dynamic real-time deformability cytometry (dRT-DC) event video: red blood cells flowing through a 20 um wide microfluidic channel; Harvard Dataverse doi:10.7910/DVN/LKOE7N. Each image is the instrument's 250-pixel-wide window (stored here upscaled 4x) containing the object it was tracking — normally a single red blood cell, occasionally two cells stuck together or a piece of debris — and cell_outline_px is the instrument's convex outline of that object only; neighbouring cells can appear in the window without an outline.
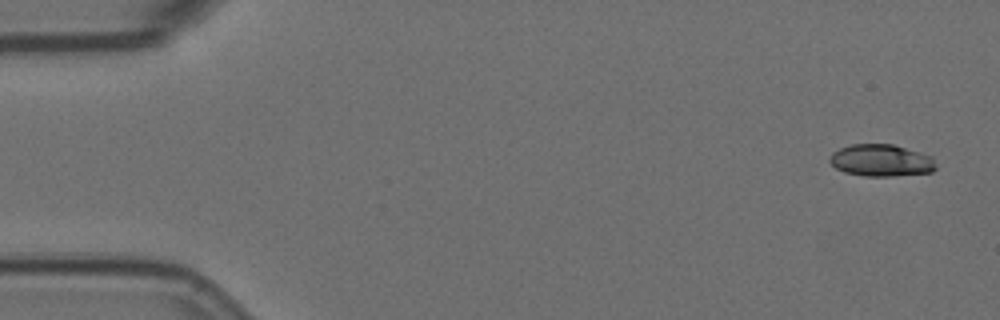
{"species": "Egyptian fruit bat (a non-hibernating species)", "species_latin": "Rousettus aegyptiacus", "temperature_condition": "room temperature", "stored_images_in_passage": 5, "camera_frame_rate_fps": 3000, "um_per_image_px": 0.085, "animal": {"sex": "female"}, "frame": {"image": 1, "passage_image": 1, "time_ms": 0.0, "image_size_px": [1000, 320], "cell_outline_px": [[936, 168], [932, 172], [892, 176], [864, 176], [844, 172], [836, 168], [828, 160], [832, 152], [840, 148], [852, 144], [892, 144], [932, 156]], "centroid_in_image_um": [74.88, 13.64], "position_along_channel_um": 10.1, "area_um2": 19.77}}
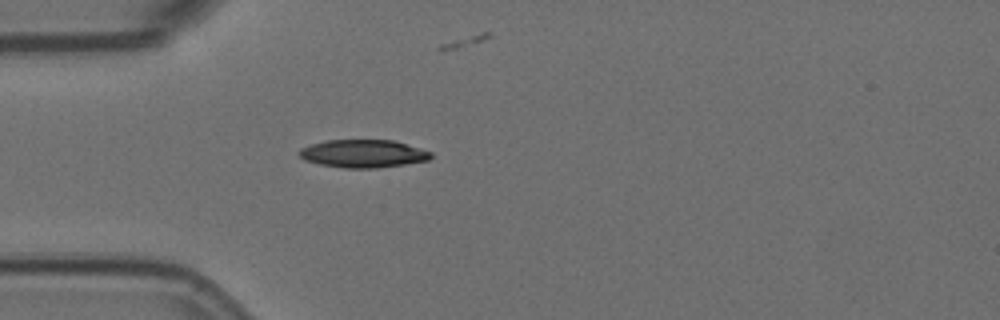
{"frame": {"image": 2, "passage_image": 5, "time_ms": 1.333, "image_size_px": [1000, 320], "cell_outline_px": [[432, 156], [428, 160], [404, 164], [376, 168], [344, 168], [320, 164], [304, 160], [296, 152], [300, 148], [312, 144], [328, 140], [392, 140], [420, 148], [432, 152]], "centroid_in_image_um": [30.84, 13.06], "position_along_channel_um": 54.2, "area_um2": 21.33}}